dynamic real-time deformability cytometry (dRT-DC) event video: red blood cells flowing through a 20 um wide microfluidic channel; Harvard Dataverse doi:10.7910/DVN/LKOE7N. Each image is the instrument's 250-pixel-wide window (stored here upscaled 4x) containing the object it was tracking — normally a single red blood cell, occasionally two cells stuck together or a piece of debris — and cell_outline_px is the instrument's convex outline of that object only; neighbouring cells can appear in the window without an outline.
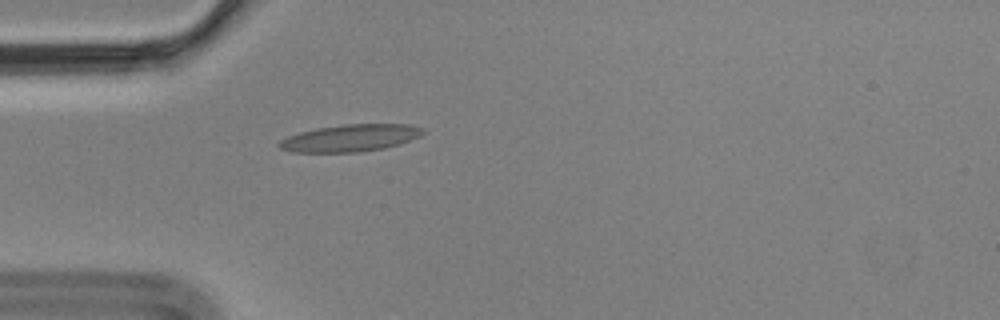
{"species": "Egyptian fruit bat (a non-hibernating species)", "species_latin": "Rousettus aegyptiacus", "temperature_condition": "cold", "stored_images_in_passage": 5, "camera_frame_rate_fps": 3000, "um_per_image_px": 0.085, "animal": {"sex": "male"}, "frame": {"image": 1, "passage_image": 5, "time_ms": 1.333, "image_size_px": [1000, 320], "cell_outline_px": [[424, 132], [420, 136], [400, 144], [384, 148], [360, 152], [292, 152], [280, 148], [276, 144], [280, 140], [288, 136], [300, 132], [316, 128], [344, 124], [408, 124], [424, 128]], "centroid_in_image_um": [29.77, 11.73], "position_along_channel_um": 55.2, "area_um2": 22.77}}